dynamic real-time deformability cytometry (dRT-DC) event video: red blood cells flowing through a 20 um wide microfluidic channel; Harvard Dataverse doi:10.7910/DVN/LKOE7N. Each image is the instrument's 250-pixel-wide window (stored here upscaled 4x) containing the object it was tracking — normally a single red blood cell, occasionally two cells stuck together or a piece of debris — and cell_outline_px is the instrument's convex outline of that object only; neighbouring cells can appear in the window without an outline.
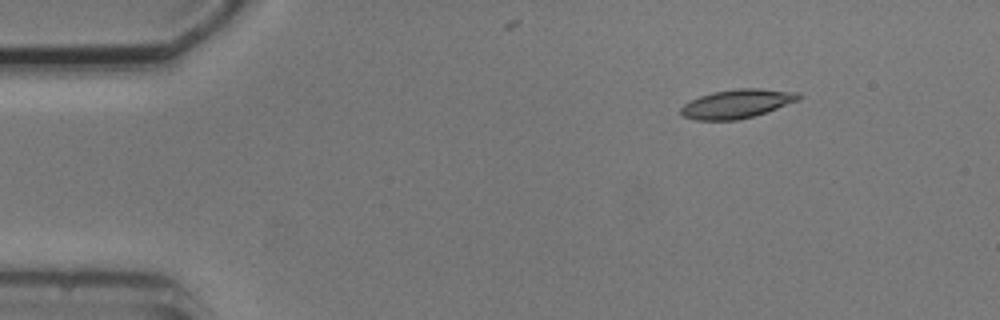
{"species": "common noctule bat (a hibernating species)", "species_latin": "Nyctalus noctula", "temperature_condition": "cold", "stored_images_in_passage": 4, "camera_frame_rate_fps": 3000, "um_per_image_px": 0.085, "animal": {"sex": "male", "body_mass_g": 20.5, "forearm_length_mm": 52.5}, "frame": {"image": 1, "passage_image": 1, "time_ms": 0.0, "image_size_px": [1000, 320], "cell_outline_px": [[804, 96], [800, 100], [752, 116], [736, 120], [696, 120], [684, 116], [680, 112], [680, 108], [684, 104], [700, 96], [712, 92], [736, 88], [760, 88], [800, 92]], "centroid_in_image_um": [62.68, 8.8], "position_along_channel_um": 22.3, "area_um2": 19.77}}